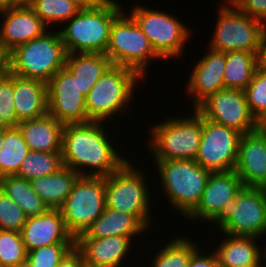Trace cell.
Masks as SVG:
<instances>
[{
	"label": "cell",
	"instance_id": "7a4b0ae2",
	"mask_svg": "<svg viewBox=\"0 0 266 267\" xmlns=\"http://www.w3.org/2000/svg\"><path fill=\"white\" fill-rule=\"evenodd\" d=\"M118 0H104L98 6L80 9L58 28L69 53H104L114 20L125 10Z\"/></svg>",
	"mask_w": 266,
	"mask_h": 267
},
{
	"label": "cell",
	"instance_id": "836d02e7",
	"mask_svg": "<svg viewBox=\"0 0 266 267\" xmlns=\"http://www.w3.org/2000/svg\"><path fill=\"white\" fill-rule=\"evenodd\" d=\"M26 260L27 251L21 232L0 230V263L3 267H14Z\"/></svg>",
	"mask_w": 266,
	"mask_h": 267
},
{
	"label": "cell",
	"instance_id": "7c38bea8",
	"mask_svg": "<svg viewBox=\"0 0 266 267\" xmlns=\"http://www.w3.org/2000/svg\"><path fill=\"white\" fill-rule=\"evenodd\" d=\"M105 208V177L79 176L60 211L68 232L76 240Z\"/></svg>",
	"mask_w": 266,
	"mask_h": 267
},
{
	"label": "cell",
	"instance_id": "ab89813d",
	"mask_svg": "<svg viewBox=\"0 0 266 267\" xmlns=\"http://www.w3.org/2000/svg\"><path fill=\"white\" fill-rule=\"evenodd\" d=\"M205 251L198 248L192 255L187 267H219L215 251L212 248L208 253H205Z\"/></svg>",
	"mask_w": 266,
	"mask_h": 267
},
{
	"label": "cell",
	"instance_id": "ffe728a7",
	"mask_svg": "<svg viewBox=\"0 0 266 267\" xmlns=\"http://www.w3.org/2000/svg\"><path fill=\"white\" fill-rule=\"evenodd\" d=\"M21 236L27 252L52 244H75L60 209H48L43 214L28 217Z\"/></svg>",
	"mask_w": 266,
	"mask_h": 267
},
{
	"label": "cell",
	"instance_id": "2e32d148",
	"mask_svg": "<svg viewBox=\"0 0 266 267\" xmlns=\"http://www.w3.org/2000/svg\"><path fill=\"white\" fill-rule=\"evenodd\" d=\"M244 185L235 172H211L197 207L186 217L189 222L211 223L222 211L225 204L237 197Z\"/></svg>",
	"mask_w": 266,
	"mask_h": 267
},
{
	"label": "cell",
	"instance_id": "44dd1931",
	"mask_svg": "<svg viewBox=\"0 0 266 267\" xmlns=\"http://www.w3.org/2000/svg\"><path fill=\"white\" fill-rule=\"evenodd\" d=\"M137 238L109 236L105 238H77L75 247L86 263L98 267H121L127 263ZM134 243V244H133Z\"/></svg>",
	"mask_w": 266,
	"mask_h": 267
},
{
	"label": "cell",
	"instance_id": "9a60e30c",
	"mask_svg": "<svg viewBox=\"0 0 266 267\" xmlns=\"http://www.w3.org/2000/svg\"><path fill=\"white\" fill-rule=\"evenodd\" d=\"M48 114L63 125L88 122L85 96L80 92L76 77L61 68L47 83Z\"/></svg>",
	"mask_w": 266,
	"mask_h": 267
},
{
	"label": "cell",
	"instance_id": "1f68e13d",
	"mask_svg": "<svg viewBox=\"0 0 266 267\" xmlns=\"http://www.w3.org/2000/svg\"><path fill=\"white\" fill-rule=\"evenodd\" d=\"M61 167V152L29 151L16 174L26 180L47 176L57 172Z\"/></svg>",
	"mask_w": 266,
	"mask_h": 267
},
{
	"label": "cell",
	"instance_id": "cb8c5ba5",
	"mask_svg": "<svg viewBox=\"0 0 266 267\" xmlns=\"http://www.w3.org/2000/svg\"><path fill=\"white\" fill-rule=\"evenodd\" d=\"M31 151L61 152L64 125L50 114L17 125Z\"/></svg>",
	"mask_w": 266,
	"mask_h": 267
},
{
	"label": "cell",
	"instance_id": "7402d4cb",
	"mask_svg": "<svg viewBox=\"0 0 266 267\" xmlns=\"http://www.w3.org/2000/svg\"><path fill=\"white\" fill-rule=\"evenodd\" d=\"M219 240L221 242L212 247L219 267H265L264 247L258 246L261 238L224 234Z\"/></svg>",
	"mask_w": 266,
	"mask_h": 267
},
{
	"label": "cell",
	"instance_id": "e0dca14e",
	"mask_svg": "<svg viewBox=\"0 0 266 267\" xmlns=\"http://www.w3.org/2000/svg\"><path fill=\"white\" fill-rule=\"evenodd\" d=\"M204 56L189 71L186 93L195 109L208 96L224 89L223 73L226 65V53L208 47Z\"/></svg>",
	"mask_w": 266,
	"mask_h": 267
},
{
	"label": "cell",
	"instance_id": "681fc988",
	"mask_svg": "<svg viewBox=\"0 0 266 267\" xmlns=\"http://www.w3.org/2000/svg\"><path fill=\"white\" fill-rule=\"evenodd\" d=\"M14 267H30V265L28 264V262H24V263H21V264H17L15 265Z\"/></svg>",
	"mask_w": 266,
	"mask_h": 267
},
{
	"label": "cell",
	"instance_id": "30bf717a",
	"mask_svg": "<svg viewBox=\"0 0 266 267\" xmlns=\"http://www.w3.org/2000/svg\"><path fill=\"white\" fill-rule=\"evenodd\" d=\"M105 54L112 65L133 69L142 78L147 77L149 65L154 59L155 61L162 59L154 51L151 42L134 19L125 10L112 23Z\"/></svg>",
	"mask_w": 266,
	"mask_h": 267
},
{
	"label": "cell",
	"instance_id": "7dc6e473",
	"mask_svg": "<svg viewBox=\"0 0 266 267\" xmlns=\"http://www.w3.org/2000/svg\"><path fill=\"white\" fill-rule=\"evenodd\" d=\"M4 127H0V150L3 148Z\"/></svg>",
	"mask_w": 266,
	"mask_h": 267
},
{
	"label": "cell",
	"instance_id": "4fadbf2b",
	"mask_svg": "<svg viewBox=\"0 0 266 267\" xmlns=\"http://www.w3.org/2000/svg\"><path fill=\"white\" fill-rule=\"evenodd\" d=\"M242 134L202 117V136L195 161L210 172L235 170Z\"/></svg>",
	"mask_w": 266,
	"mask_h": 267
},
{
	"label": "cell",
	"instance_id": "f907efd6",
	"mask_svg": "<svg viewBox=\"0 0 266 267\" xmlns=\"http://www.w3.org/2000/svg\"><path fill=\"white\" fill-rule=\"evenodd\" d=\"M80 267H98V266H94V265H90L88 263H86L85 261L80 265Z\"/></svg>",
	"mask_w": 266,
	"mask_h": 267
},
{
	"label": "cell",
	"instance_id": "d6a6232c",
	"mask_svg": "<svg viewBox=\"0 0 266 267\" xmlns=\"http://www.w3.org/2000/svg\"><path fill=\"white\" fill-rule=\"evenodd\" d=\"M30 7L49 29H52L56 24L58 25L55 27L58 26L57 28H59L80 10L70 0H34Z\"/></svg>",
	"mask_w": 266,
	"mask_h": 267
},
{
	"label": "cell",
	"instance_id": "816d5d0a",
	"mask_svg": "<svg viewBox=\"0 0 266 267\" xmlns=\"http://www.w3.org/2000/svg\"><path fill=\"white\" fill-rule=\"evenodd\" d=\"M264 251H265V265L264 266H266V245H265V247H264Z\"/></svg>",
	"mask_w": 266,
	"mask_h": 267
},
{
	"label": "cell",
	"instance_id": "ac0fdd59",
	"mask_svg": "<svg viewBox=\"0 0 266 267\" xmlns=\"http://www.w3.org/2000/svg\"><path fill=\"white\" fill-rule=\"evenodd\" d=\"M0 19V49L6 54L49 30L30 6L9 8Z\"/></svg>",
	"mask_w": 266,
	"mask_h": 267
},
{
	"label": "cell",
	"instance_id": "4dcf8cb0",
	"mask_svg": "<svg viewBox=\"0 0 266 267\" xmlns=\"http://www.w3.org/2000/svg\"><path fill=\"white\" fill-rule=\"evenodd\" d=\"M3 148L0 150V177L18 173L29 147L18 127L5 128Z\"/></svg>",
	"mask_w": 266,
	"mask_h": 267
},
{
	"label": "cell",
	"instance_id": "277c9868",
	"mask_svg": "<svg viewBox=\"0 0 266 267\" xmlns=\"http://www.w3.org/2000/svg\"><path fill=\"white\" fill-rule=\"evenodd\" d=\"M143 79L133 69L111 65L85 97L88 122L107 123L114 115L126 114L125 109L130 110V103L135 100L136 89L146 81Z\"/></svg>",
	"mask_w": 266,
	"mask_h": 267
},
{
	"label": "cell",
	"instance_id": "c3c4849f",
	"mask_svg": "<svg viewBox=\"0 0 266 267\" xmlns=\"http://www.w3.org/2000/svg\"><path fill=\"white\" fill-rule=\"evenodd\" d=\"M260 128L266 131V117L260 122Z\"/></svg>",
	"mask_w": 266,
	"mask_h": 267
},
{
	"label": "cell",
	"instance_id": "603a6c76",
	"mask_svg": "<svg viewBox=\"0 0 266 267\" xmlns=\"http://www.w3.org/2000/svg\"><path fill=\"white\" fill-rule=\"evenodd\" d=\"M14 108L19 122L48 113L47 83L14 75Z\"/></svg>",
	"mask_w": 266,
	"mask_h": 267
},
{
	"label": "cell",
	"instance_id": "ee69618b",
	"mask_svg": "<svg viewBox=\"0 0 266 267\" xmlns=\"http://www.w3.org/2000/svg\"><path fill=\"white\" fill-rule=\"evenodd\" d=\"M8 71L7 54L0 49V77Z\"/></svg>",
	"mask_w": 266,
	"mask_h": 267
},
{
	"label": "cell",
	"instance_id": "7bdbcfd3",
	"mask_svg": "<svg viewBox=\"0 0 266 267\" xmlns=\"http://www.w3.org/2000/svg\"><path fill=\"white\" fill-rule=\"evenodd\" d=\"M259 64L263 69L266 70V32L262 40V46L259 55Z\"/></svg>",
	"mask_w": 266,
	"mask_h": 267
},
{
	"label": "cell",
	"instance_id": "bcb514c9",
	"mask_svg": "<svg viewBox=\"0 0 266 267\" xmlns=\"http://www.w3.org/2000/svg\"><path fill=\"white\" fill-rule=\"evenodd\" d=\"M12 7V0H0V12L6 11Z\"/></svg>",
	"mask_w": 266,
	"mask_h": 267
},
{
	"label": "cell",
	"instance_id": "8d00e7d4",
	"mask_svg": "<svg viewBox=\"0 0 266 267\" xmlns=\"http://www.w3.org/2000/svg\"><path fill=\"white\" fill-rule=\"evenodd\" d=\"M75 244H52L27 252L30 267H57Z\"/></svg>",
	"mask_w": 266,
	"mask_h": 267
},
{
	"label": "cell",
	"instance_id": "8992f818",
	"mask_svg": "<svg viewBox=\"0 0 266 267\" xmlns=\"http://www.w3.org/2000/svg\"><path fill=\"white\" fill-rule=\"evenodd\" d=\"M191 115L168 116L149 126L148 151L152 162L158 160H195L202 136V116L195 110Z\"/></svg>",
	"mask_w": 266,
	"mask_h": 267
},
{
	"label": "cell",
	"instance_id": "74e56055",
	"mask_svg": "<svg viewBox=\"0 0 266 267\" xmlns=\"http://www.w3.org/2000/svg\"><path fill=\"white\" fill-rule=\"evenodd\" d=\"M27 218L24 211L0 189V230L21 232Z\"/></svg>",
	"mask_w": 266,
	"mask_h": 267
},
{
	"label": "cell",
	"instance_id": "9c48e42d",
	"mask_svg": "<svg viewBox=\"0 0 266 267\" xmlns=\"http://www.w3.org/2000/svg\"><path fill=\"white\" fill-rule=\"evenodd\" d=\"M211 224L212 227L214 224L222 235L265 239L266 188L244 186L236 198L225 204Z\"/></svg>",
	"mask_w": 266,
	"mask_h": 267
},
{
	"label": "cell",
	"instance_id": "d4e9b609",
	"mask_svg": "<svg viewBox=\"0 0 266 267\" xmlns=\"http://www.w3.org/2000/svg\"><path fill=\"white\" fill-rule=\"evenodd\" d=\"M149 231L134 215L111 208H105L103 213L90 225L84 234L78 238H105L123 236L137 238L145 236Z\"/></svg>",
	"mask_w": 266,
	"mask_h": 267
},
{
	"label": "cell",
	"instance_id": "52a82bcc",
	"mask_svg": "<svg viewBox=\"0 0 266 267\" xmlns=\"http://www.w3.org/2000/svg\"><path fill=\"white\" fill-rule=\"evenodd\" d=\"M131 163L128 159L117 171L105 176L106 207L134 215L150 231L153 199L148 175Z\"/></svg>",
	"mask_w": 266,
	"mask_h": 267
},
{
	"label": "cell",
	"instance_id": "5bb4252c",
	"mask_svg": "<svg viewBox=\"0 0 266 267\" xmlns=\"http://www.w3.org/2000/svg\"><path fill=\"white\" fill-rule=\"evenodd\" d=\"M195 110L205 119L232 128L242 135L260 127V123L249 110L244 90H218L202 101Z\"/></svg>",
	"mask_w": 266,
	"mask_h": 267
},
{
	"label": "cell",
	"instance_id": "60d3db41",
	"mask_svg": "<svg viewBox=\"0 0 266 267\" xmlns=\"http://www.w3.org/2000/svg\"><path fill=\"white\" fill-rule=\"evenodd\" d=\"M84 262L81 252L74 247L60 262L57 267H80Z\"/></svg>",
	"mask_w": 266,
	"mask_h": 267
},
{
	"label": "cell",
	"instance_id": "8fae6325",
	"mask_svg": "<svg viewBox=\"0 0 266 267\" xmlns=\"http://www.w3.org/2000/svg\"><path fill=\"white\" fill-rule=\"evenodd\" d=\"M155 10L145 5H133L129 15L151 42L154 51L167 61L183 55L184 46L192 38V29L169 12ZM190 36V37H189ZM184 47V48H183Z\"/></svg>",
	"mask_w": 266,
	"mask_h": 267
},
{
	"label": "cell",
	"instance_id": "f1b7e54d",
	"mask_svg": "<svg viewBox=\"0 0 266 267\" xmlns=\"http://www.w3.org/2000/svg\"><path fill=\"white\" fill-rule=\"evenodd\" d=\"M0 189L24 211L27 217L38 216L48 210L32 189L30 181L16 174L0 177Z\"/></svg>",
	"mask_w": 266,
	"mask_h": 267
},
{
	"label": "cell",
	"instance_id": "f6af8a7d",
	"mask_svg": "<svg viewBox=\"0 0 266 267\" xmlns=\"http://www.w3.org/2000/svg\"><path fill=\"white\" fill-rule=\"evenodd\" d=\"M34 0H12L13 7L31 6Z\"/></svg>",
	"mask_w": 266,
	"mask_h": 267
},
{
	"label": "cell",
	"instance_id": "5b68a950",
	"mask_svg": "<svg viewBox=\"0 0 266 267\" xmlns=\"http://www.w3.org/2000/svg\"><path fill=\"white\" fill-rule=\"evenodd\" d=\"M156 170L160 188L175 213L186 218L199 204L211 172L195 160H158ZM178 211V212H177Z\"/></svg>",
	"mask_w": 266,
	"mask_h": 267
},
{
	"label": "cell",
	"instance_id": "f35d334b",
	"mask_svg": "<svg viewBox=\"0 0 266 267\" xmlns=\"http://www.w3.org/2000/svg\"><path fill=\"white\" fill-rule=\"evenodd\" d=\"M243 13L266 24V0H230Z\"/></svg>",
	"mask_w": 266,
	"mask_h": 267
},
{
	"label": "cell",
	"instance_id": "d590c367",
	"mask_svg": "<svg viewBox=\"0 0 266 267\" xmlns=\"http://www.w3.org/2000/svg\"><path fill=\"white\" fill-rule=\"evenodd\" d=\"M19 121L14 108V75L6 71L0 77V127H17Z\"/></svg>",
	"mask_w": 266,
	"mask_h": 267
},
{
	"label": "cell",
	"instance_id": "484cf974",
	"mask_svg": "<svg viewBox=\"0 0 266 267\" xmlns=\"http://www.w3.org/2000/svg\"><path fill=\"white\" fill-rule=\"evenodd\" d=\"M80 175L63 166L57 172L30 180L32 189L48 209H60Z\"/></svg>",
	"mask_w": 266,
	"mask_h": 267
},
{
	"label": "cell",
	"instance_id": "83f0119b",
	"mask_svg": "<svg viewBox=\"0 0 266 267\" xmlns=\"http://www.w3.org/2000/svg\"><path fill=\"white\" fill-rule=\"evenodd\" d=\"M259 66V55L255 52H226L224 88L244 90L252 81Z\"/></svg>",
	"mask_w": 266,
	"mask_h": 267
},
{
	"label": "cell",
	"instance_id": "f546056e",
	"mask_svg": "<svg viewBox=\"0 0 266 267\" xmlns=\"http://www.w3.org/2000/svg\"><path fill=\"white\" fill-rule=\"evenodd\" d=\"M184 234L170 238L152 256L151 267H187L199 244ZM158 251V252H157ZM154 258V259H153Z\"/></svg>",
	"mask_w": 266,
	"mask_h": 267
},
{
	"label": "cell",
	"instance_id": "4316f807",
	"mask_svg": "<svg viewBox=\"0 0 266 267\" xmlns=\"http://www.w3.org/2000/svg\"><path fill=\"white\" fill-rule=\"evenodd\" d=\"M111 65L104 53H69L65 67L76 77L80 92L86 97Z\"/></svg>",
	"mask_w": 266,
	"mask_h": 267
},
{
	"label": "cell",
	"instance_id": "ba28073f",
	"mask_svg": "<svg viewBox=\"0 0 266 267\" xmlns=\"http://www.w3.org/2000/svg\"><path fill=\"white\" fill-rule=\"evenodd\" d=\"M224 1L218 6V18L207 47L224 53L247 51L260 55L266 24L243 13L230 0Z\"/></svg>",
	"mask_w": 266,
	"mask_h": 267
},
{
	"label": "cell",
	"instance_id": "b9f144b4",
	"mask_svg": "<svg viewBox=\"0 0 266 267\" xmlns=\"http://www.w3.org/2000/svg\"><path fill=\"white\" fill-rule=\"evenodd\" d=\"M76 4L80 9L93 8L98 6L104 0H70Z\"/></svg>",
	"mask_w": 266,
	"mask_h": 267
},
{
	"label": "cell",
	"instance_id": "3957f363",
	"mask_svg": "<svg viewBox=\"0 0 266 267\" xmlns=\"http://www.w3.org/2000/svg\"><path fill=\"white\" fill-rule=\"evenodd\" d=\"M49 29L42 36L15 47L7 54L8 71L26 79L48 83L64 68L68 52L59 30Z\"/></svg>",
	"mask_w": 266,
	"mask_h": 267
},
{
	"label": "cell",
	"instance_id": "e575fe53",
	"mask_svg": "<svg viewBox=\"0 0 266 267\" xmlns=\"http://www.w3.org/2000/svg\"><path fill=\"white\" fill-rule=\"evenodd\" d=\"M244 91L249 110L260 123L266 117V70L259 66Z\"/></svg>",
	"mask_w": 266,
	"mask_h": 267
},
{
	"label": "cell",
	"instance_id": "d6986e66",
	"mask_svg": "<svg viewBox=\"0 0 266 267\" xmlns=\"http://www.w3.org/2000/svg\"><path fill=\"white\" fill-rule=\"evenodd\" d=\"M235 172L245 187L266 188V131L260 127L239 141Z\"/></svg>",
	"mask_w": 266,
	"mask_h": 267
},
{
	"label": "cell",
	"instance_id": "6da1fadb",
	"mask_svg": "<svg viewBox=\"0 0 266 267\" xmlns=\"http://www.w3.org/2000/svg\"><path fill=\"white\" fill-rule=\"evenodd\" d=\"M105 122L66 124L62 133V163L80 176H108L127 160L121 156ZM110 134V135H109ZM113 140V141H111ZM118 151V152H117Z\"/></svg>",
	"mask_w": 266,
	"mask_h": 267
}]
</instances>
